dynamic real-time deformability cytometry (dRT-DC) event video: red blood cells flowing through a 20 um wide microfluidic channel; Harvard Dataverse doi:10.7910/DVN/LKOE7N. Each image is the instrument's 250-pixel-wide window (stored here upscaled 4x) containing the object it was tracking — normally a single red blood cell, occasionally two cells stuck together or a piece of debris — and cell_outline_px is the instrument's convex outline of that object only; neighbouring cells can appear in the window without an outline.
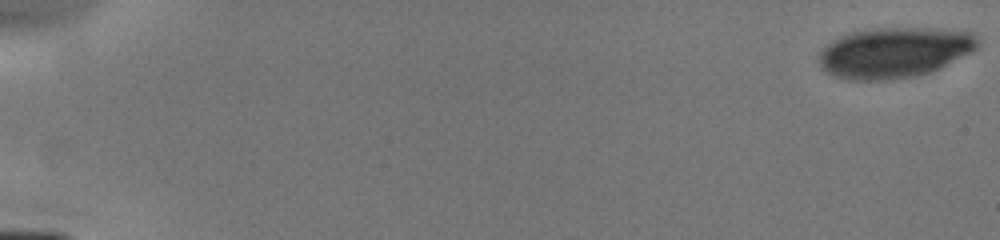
{"species": "human", "species_latin": "Homo sapiens", "temperature_condition": "cold", "stored_images_in_passage": 7, "camera_frame_rate_fps": 3000, "um_per_image_px": 0.085, "donor": {"sex": "male"}, "frame": {"image": 1, "passage_image": 1, "time_ms": 0.0, "image_size_px": [1000, 240], "cell_outline_px": [[980, 44], [972, 52], [928, 72], [916, 76], [888, 80], [848, 80], [832, 76], [820, 68], [820, 52], [832, 40], [840, 36], [852, 32], [876, 28], [940, 28], [972, 32], [980, 40]], "centroid_in_image_um": [76.02, 4.46], "position_along_channel_um": 9.0, "area_um2": 46.76}}
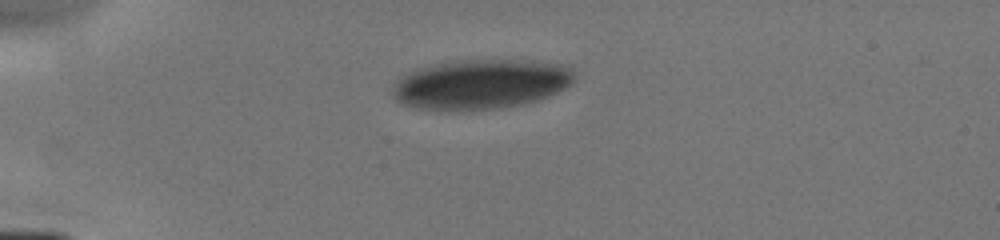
{"frame": {"image": 2, "passage_image": 6, "time_ms": 4.333, "image_size_px": [1000, 240], "cell_outline_px": [[576, 76], [564, 88], [548, 96], [524, 104], [500, 108], [440, 112], [416, 108], [400, 104], [392, 96], [392, 88], [408, 72], [436, 64], [456, 60], [520, 60], [560, 64], [568, 68]], "centroid_in_image_um": [40.8, 7.19], "position_along_channel_um": 44.2, "area_um2": 52.66}}